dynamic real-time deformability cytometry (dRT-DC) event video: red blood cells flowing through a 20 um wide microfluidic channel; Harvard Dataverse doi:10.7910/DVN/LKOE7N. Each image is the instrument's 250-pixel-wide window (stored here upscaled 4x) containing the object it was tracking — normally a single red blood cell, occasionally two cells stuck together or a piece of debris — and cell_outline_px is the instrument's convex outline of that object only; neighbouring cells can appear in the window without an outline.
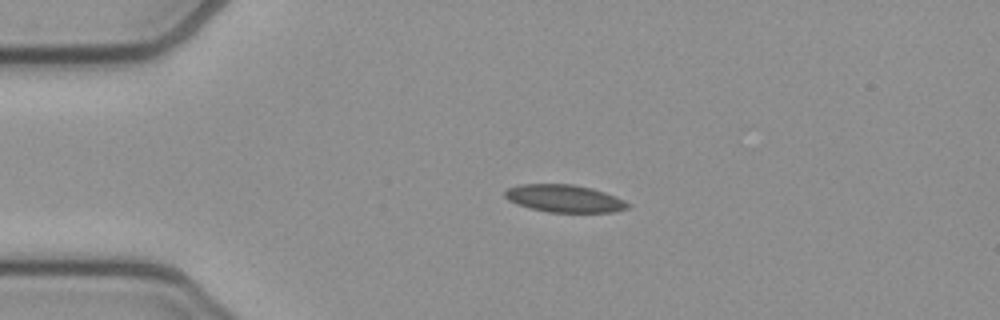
{"species": "common noctule bat (a hibernating species)", "species_latin": "Nyctalus noctula", "temperature_condition": "cold", "stored_images_in_passage": 53, "camera_frame_rate_fps": 3000, "um_per_image_px": 0.085, "animal": {"sex": "female", "body_mass_g": 21.9}, "frame": {"image": 1, "passage_image": 11, "time_ms": 3.333, "image_size_px": [1000, 320], "cell_outline_px": [[632, 204], [628, 208], [612, 212], [548, 212], [516, 204], [508, 200], [504, 196], [504, 192], [508, 188], [520, 184], [572, 184], [592, 188], [604, 192], [624, 200]], "centroid_in_image_um": [47.97, 16.87], "position_along_channel_um": 37.0, "area_um2": 19.65}}
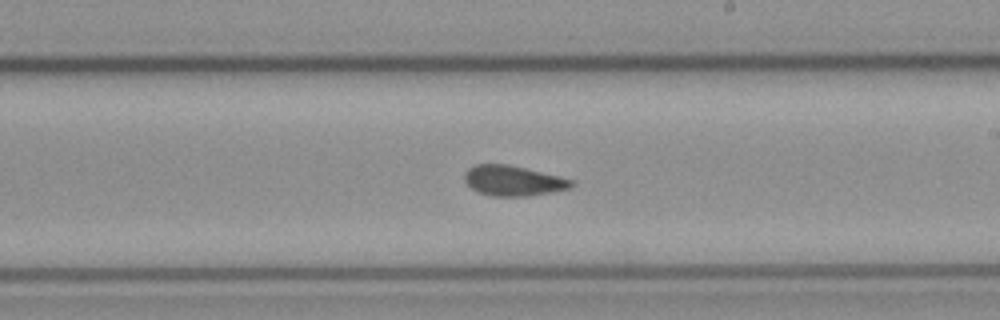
{"frame": {"image": 2, "passage_image": 30, "time_ms": 9.667, "image_size_px": [1000, 320], "cell_outline_px": [[576, 184], [572, 188], [528, 196], [492, 196], [476, 192], [464, 180], [464, 172], [468, 168], [476, 164], [508, 164], [560, 176], [572, 180]], "centroid_in_image_um": [43.62, 15.36], "position_along_channel_um": 245.4, "area_um2": 18.96}}
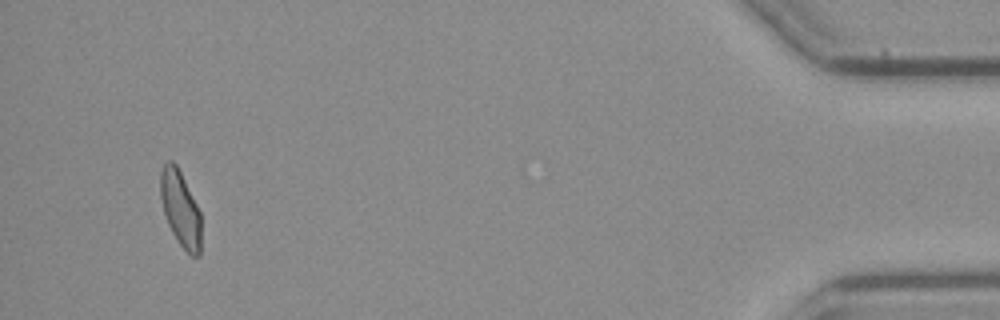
{"frame": {"image": 3, "passage_image": 50, "time_ms": 16.333, "image_size_px": [1000, 320], "cell_outline_px": [[200, 256], [192, 256], [176, 240], [168, 224], [164, 212], [160, 196], [160, 172], [164, 164], [168, 160], [172, 160], [176, 164], [200, 212]], "centroid_in_image_um": [15.31, 17.73], "position_along_channel_um": 419.9, "area_um2": 17.63}, "authors_computed_cell_mechanics": {"area_um2": 19.0162, "velocity_mm_per_s": 3.8145, "shape_relaxation_time_tau1_ms": null, "shape_relaxation_time_tau2_ms": 2.353, "deformation_change_tau1": null, "deformation_change_tau2": 0.0662}}